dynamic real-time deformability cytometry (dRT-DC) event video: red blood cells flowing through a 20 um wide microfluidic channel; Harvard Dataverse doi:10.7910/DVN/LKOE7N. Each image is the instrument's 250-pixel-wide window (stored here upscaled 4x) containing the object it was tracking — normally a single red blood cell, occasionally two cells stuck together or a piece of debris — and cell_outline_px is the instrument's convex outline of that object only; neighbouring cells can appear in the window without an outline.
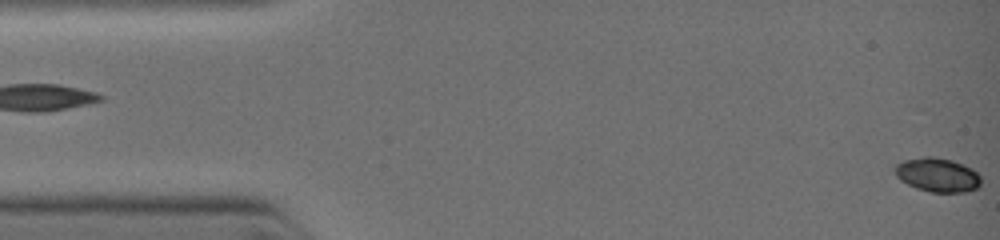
{"species": "common noctule bat (a hibernating species)", "species_latin": "Nyctalus noctula", "temperature_condition": "warm", "stored_images_in_passage": 7, "camera_frame_rate_fps": 3000, "um_per_image_px": 0.085, "animal": {"sex": "female", "body_mass_g": 19.0, "forearm_length_mm": 51.5}, "frame": {"image": 1, "passage_image": 1, "time_ms": 0.0, "image_size_px": [1000, 240], "cell_outline_px": [[980, 184], [976, 188], [964, 192], [932, 192], [916, 188], [900, 180], [896, 176], [892, 168], [896, 164], [904, 160], [924, 156], [932, 156], [952, 160], [972, 168], [980, 176]], "centroid_in_image_um": [79.64, 14.85], "position_along_channel_um": 5.4, "area_um2": 17.11}}
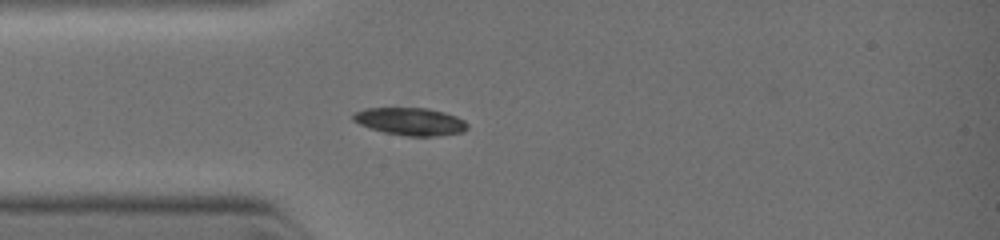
{"frame": {"image": 2, "passage_image": 7, "time_ms": 3.0, "image_size_px": [1000, 240], "cell_outline_px": [[468, 128], [460, 132], [432, 136], [408, 136], [384, 132], [360, 124], [352, 120], [352, 116], [356, 112], [368, 108], [428, 108], [444, 112], [456, 116], [464, 120], [468, 124]], "centroid_in_image_um": [34.89, 10.32], "position_along_channel_um": 50.1, "area_um2": 18.09}}